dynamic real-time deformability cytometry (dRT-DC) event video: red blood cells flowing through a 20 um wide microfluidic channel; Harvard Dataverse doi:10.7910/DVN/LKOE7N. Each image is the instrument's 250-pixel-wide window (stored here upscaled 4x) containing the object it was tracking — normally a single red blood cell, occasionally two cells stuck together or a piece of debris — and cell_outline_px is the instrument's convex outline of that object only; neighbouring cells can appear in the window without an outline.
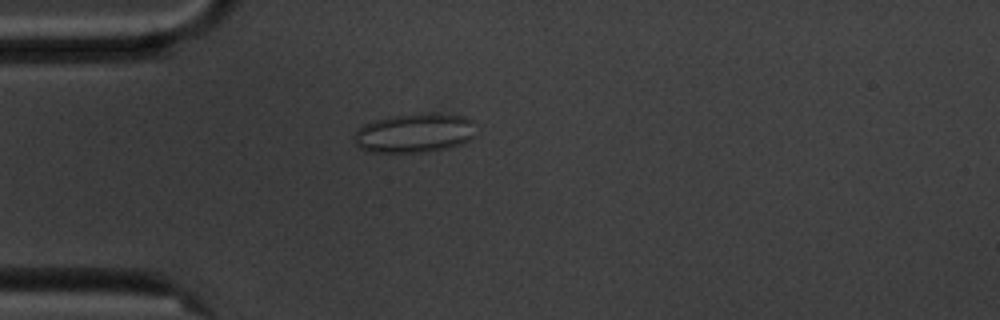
{"species": "common noctule bat (a hibernating species)", "species_latin": "Nyctalus noctula", "temperature_condition": "cold", "stored_images_in_passage": 46, "camera_frame_rate_fps": 3000, "um_per_image_px": 0.085, "animal": {"sex": "male", "body_mass_g": 20.1, "forearm_length_mm": 53.5}, "frame": {"image": 1, "passage_image": 5, "time_ms": 1.333, "image_size_px": [1000, 320], "cell_outline_px": [[476, 120], [472, 136], [464, 144], [448, 148], [420, 152], [364, 152], [352, 140], [356, 132], [364, 124], [376, 120], [392, 116], [432, 112], [468, 116]], "centroid_in_image_um": [35.27, 11.3], "position_along_channel_um": 49.7, "area_um2": 28.21}}
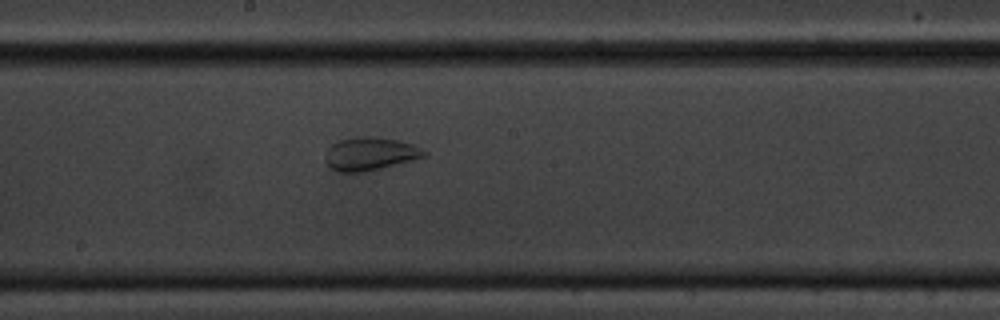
{"frame": {"image": 2, "passage_image": 20, "time_ms": 6.333, "image_size_px": [1000, 320], "cell_outline_px": [[428, 156], [364, 172], [340, 172], [328, 168], [324, 160], [324, 156], [328, 148], [332, 144], [340, 140], [352, 136], [380, 136], [400, 140], [412, 144], [428, 152]], "centroid_in_image_um": [31.43, 13.06], "position_along_channel_um": 216.8, "area_um2": 19.48}}
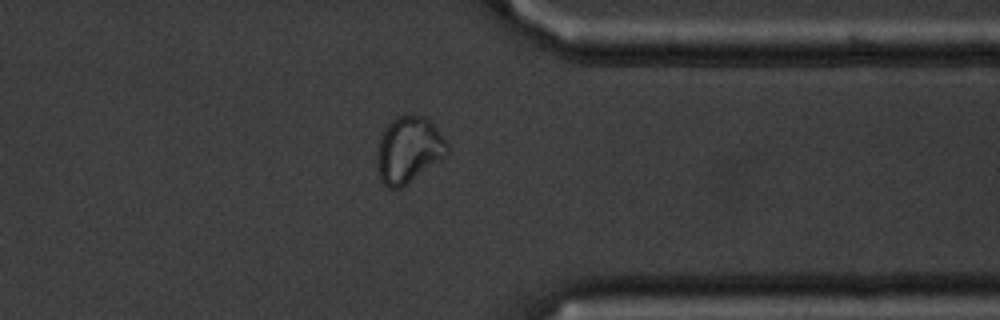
{"frame": {"image": 3, "passage_image": 34, "time_ms": 11.0, "image_size_px": [1000, 320], "cell_outline_px": [[452, 148], [444, 156], [400, 188], [388, 188], [380, 180], [376, 168], [376, 152], [380, 136], [384, 128], [396, 116], [428, 116]], "centroid_in_image_um": [34.71, 12.71], "position_along_channel_um": 376.7, "area_um2": 27.17}}